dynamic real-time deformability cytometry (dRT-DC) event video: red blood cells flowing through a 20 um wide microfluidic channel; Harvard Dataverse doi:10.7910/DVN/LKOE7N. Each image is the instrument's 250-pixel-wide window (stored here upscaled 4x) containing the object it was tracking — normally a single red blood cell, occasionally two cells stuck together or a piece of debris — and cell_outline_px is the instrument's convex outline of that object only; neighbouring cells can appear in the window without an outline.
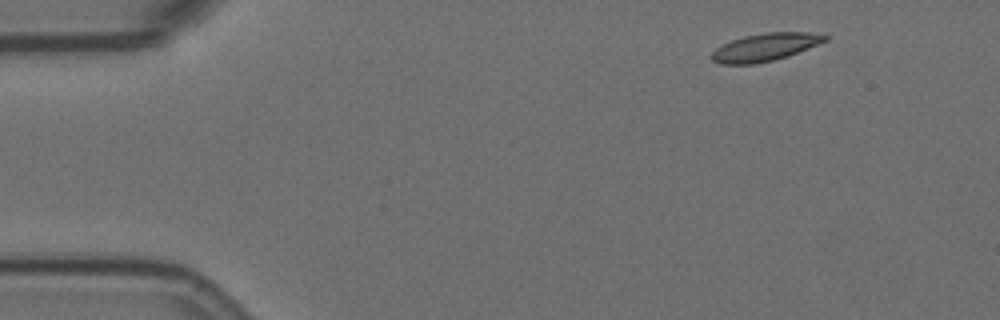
{"species": "Egyptian fruit bat (a non-hibernating species)", "species_latin": "Rousettus aegyptiacus", "temperature_condition": "room temperature", "stored_images_in_passage": 4, "camera_frame_rate_fps": 3000, "um_per_image_px": 0.085, "animal": {"sex": "female"}, "frame": {"image": 1, "passage_image": 1, "time_ms": 0.0, "image_size_px": [1000, 320], "cell_outline_px": [[828, 40], [788, 56], [772, 60], [752, 64], [720, 64], [712, 60], [708, 56], [716, 48], [732, 40], [744, 36], [768, 32], [808, 32], [828, 36]], "centroid_in_image_um": [65.0, 4.01], "position_along_channel_um": 20.0, "area_um2": 18.15}}
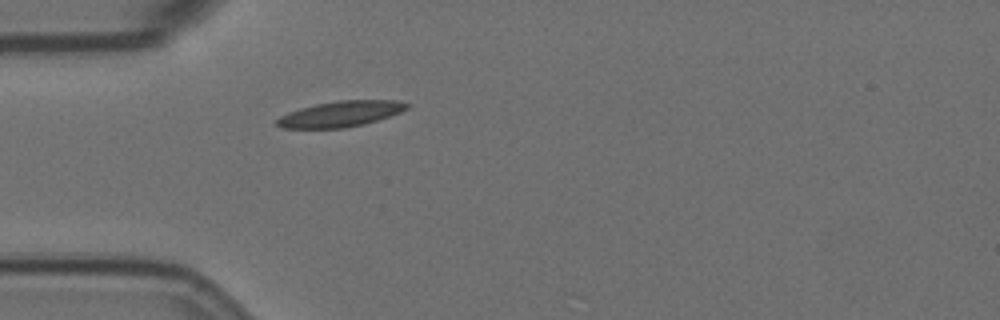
{"frame": {"image": 2, "passage_image": 4, "time_ms": 3.333, "image_size_px": [1000, 320], "cell_outline_px": [[412, 104], [408, 108], [400, 112], [364, 124], [344, 128], [280, 128], [276, 124], [276, 120], [280, 116], [288, 112], [300, 108], [316, 104], [340, 100], [396, 100]], "centroid_in_image_um": [28.94, 9.68], "position_along_channel_um": 56.1, "area_um2": 19.42}}